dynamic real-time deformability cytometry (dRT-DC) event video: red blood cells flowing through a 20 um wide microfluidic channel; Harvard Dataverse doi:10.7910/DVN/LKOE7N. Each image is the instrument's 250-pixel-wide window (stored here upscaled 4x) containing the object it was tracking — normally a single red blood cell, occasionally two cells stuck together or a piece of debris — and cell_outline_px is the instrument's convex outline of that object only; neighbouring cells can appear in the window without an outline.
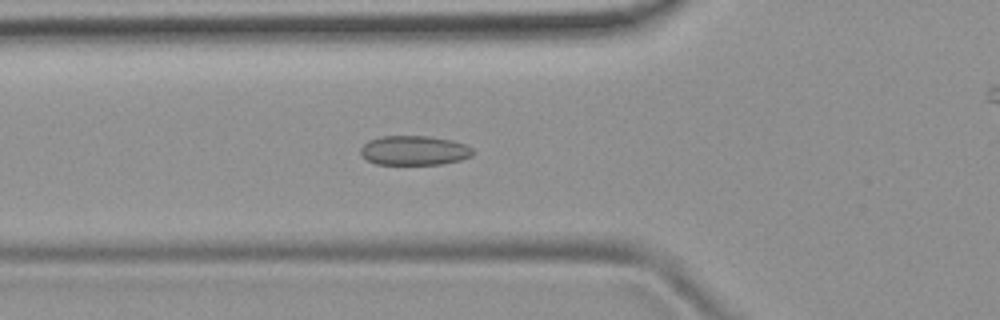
{"species": "common noctule bat (a hibernating species)", "species_latin": "Nyctalus noctula", "temperature_condition": "room temperature", "stored_images_in_passage": 52, "camera_frame_rate_fps": 3000, "um_per_image_px": 0.085, "animal": {"sex": "female", "body_mass_g": 19.9}, "frame": {"image": 1, "passage_image": 18, "time_ms": 5.667, "image_size_px": [1000, 320], "cell_outline_px": [[472, 156], [460, 160], [440, 164], [376, 164], [368, 160], [360, 152], [360, 148], [368, 140], [380, 136], [428, 136], [452, 140], [464, 144], [472, 148]], "centroid_in_image_um": [35.19, 12.78], "position_along_channel_um": 90.6, "area_um2": 19.19}}
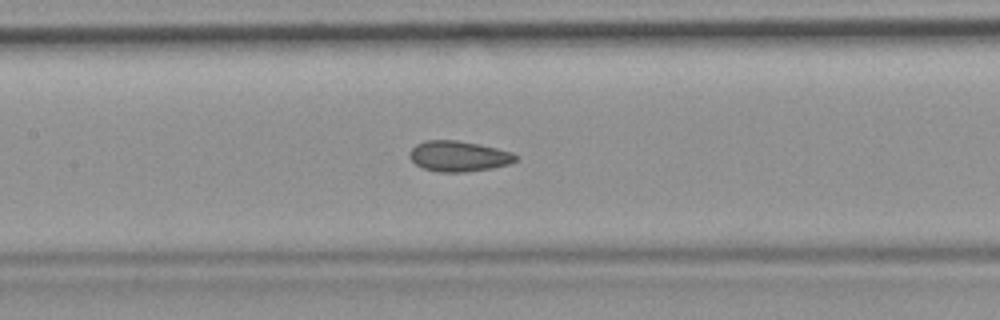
{"frame": {"image": 2, "passage_image": 24, "time_ms": 7.667, "image_size_px": [1000, 320], "cell_outline_px": [[520, 156], [516, 160], [508, 164], [492, 168], [464, 172], [436, 172], [424, 168], [416, 164], [408, 156], [408, 152], [416, 144], [424, 140], [456, 140], [480, 144], [512, 152]], "centroid_in_image_um": [38.97, 13.27], "position_along_channel_um": 168.4, "area_um2": 19.02}}
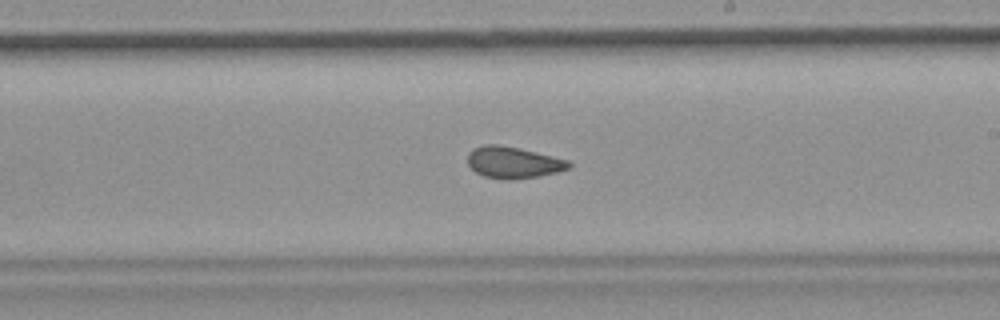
{"frame": {"image": 3, "passage_image": 30, "time_ms": 9.667, "image_size_px": [1000, 320], "cell_outline_px": [[572, 164], [568, 168], [556, 172], [540, 176], [508, 180], [484, 176], [476, 172], [468, 164], [468, 152], [472, 148], [484, 144], [496, 144], [520, 148], [568, 160]], "centroid_in_image_um": [43.6, 13.8], "position_along_channel_um": 245.4, "area_um2": 18.55}, "authors_computed_cell_mechanics": {"area_um2": 18.8717, "velocity_mm_per_s": 3.8776, "shape_relaxation_time_tau1_ms": null, "shape_relaxation_time_tau2_ms": 2.0165, "deformation_change_tau1": null, "deformation_change_tau2": 0.0765}}